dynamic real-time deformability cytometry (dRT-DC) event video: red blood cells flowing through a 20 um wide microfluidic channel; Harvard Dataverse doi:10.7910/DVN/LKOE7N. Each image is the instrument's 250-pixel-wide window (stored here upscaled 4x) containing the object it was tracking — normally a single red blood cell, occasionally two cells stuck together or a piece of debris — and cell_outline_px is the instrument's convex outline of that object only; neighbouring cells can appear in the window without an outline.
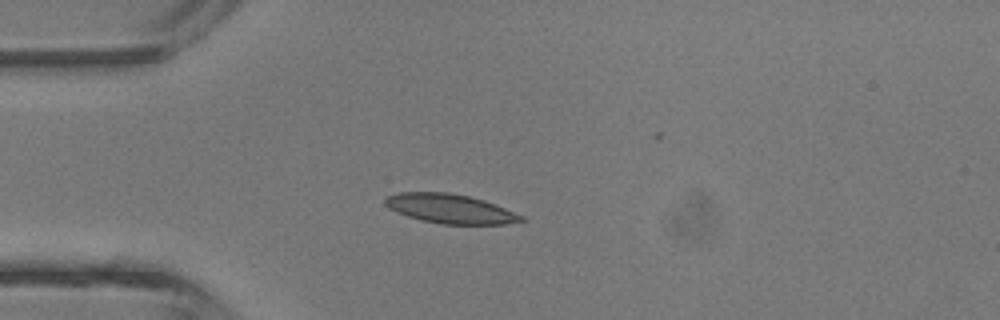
{"species": "common noctule bat (a hibernating species)", "species_latin": "Nyctalus noctula", "temperature_condition": "room temperature", "stored_images_in_passage": 5, "camera_frame_rate_fps": 3000, "um_per_image_px": 0.085, "animal": {"sex": "male", "body_mass_g": 13.3}, "frame": {"image": 1, "passage_image": 3, "time_ms": 2.333, "image_size_px": [1000, 320], "cell_outline_px": [[528, 220], [504, 224], [444, 224], [420, 220], [396, 212], [384, 204], [384, 200], [388, 196], [400, 192], [448, 192], [468, 196], [484, 200], [524, 216]], "centroid_in_image_um": [38.27, 17.74], "position_along_channel_um": 46.7, "area_um2": 23.12}}